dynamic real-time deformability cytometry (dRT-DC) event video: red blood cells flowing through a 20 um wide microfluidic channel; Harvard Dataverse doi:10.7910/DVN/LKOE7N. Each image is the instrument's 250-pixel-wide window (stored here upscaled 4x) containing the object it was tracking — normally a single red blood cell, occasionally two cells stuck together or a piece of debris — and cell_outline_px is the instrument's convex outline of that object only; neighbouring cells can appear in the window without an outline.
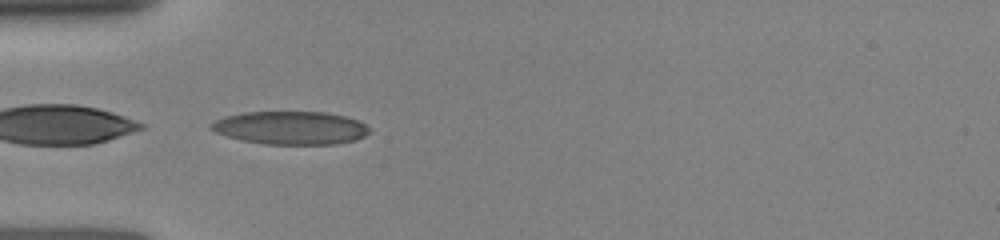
{"species": "human", "species_latin": "Homo sapiens", "temperature_condition": "room temperature", "stored_images_in_passage": 2, "camera_frame_rate_fps": 3000, "um_per_image_px": 0.085, "donor": {"sex": "female"}, "frame": {"image": 1, "passage_image": 1, "time_ms": 0.0, "image_size_px": [1000, 240], "cell_outline_px": [[372, 132], [356, 140], [336, 144], [264, 144], [240, 140], [216, 132], [208, 128], [208, 124], [224, 116], [244, 112], [324, 112], [344, 116], [356, 120], [372, 128]], "centroid_in_image_um": [24.7, 10.87], "position_along_channel_um": 60.3, "area_um2": 30.75}}